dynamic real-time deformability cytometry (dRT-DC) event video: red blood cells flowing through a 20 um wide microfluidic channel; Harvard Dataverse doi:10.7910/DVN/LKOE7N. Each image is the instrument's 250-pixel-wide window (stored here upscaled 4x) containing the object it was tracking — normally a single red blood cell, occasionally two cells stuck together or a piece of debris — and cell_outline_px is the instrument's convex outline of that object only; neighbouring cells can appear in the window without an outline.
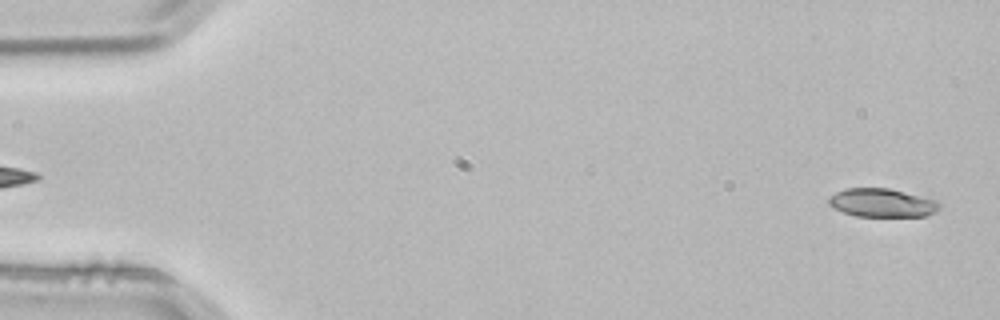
{"species": "common noctule bat (a hibernating species)", "species_latin": "Nyctalus noctula", "temperature_condition": "room temperature", "stored_images_in_passage": 4, "camera_frame_rate_fps": 3000, "um_per_image_px": 0.085, "animal": {"sex": "male", "body_mass_g": 21.5, "forearm_length_mm": 52.0}, "frame": {"image": 1, "passage_image": 4, "time_ms": 1.0, "image_size_px": [1000, 320], "cell_outline_px": [[940, 208], [936, 212], [928, 216], [856, 216], [844, 212], [828, 204], [828, 200], [836, 192], [848, 188], [888, 188], [936, 200], [940, 204]], "centroid_in_image_um": [75.01, 17.24], "position_along_channel_um": 10.0, "area_um2": 18.15}}